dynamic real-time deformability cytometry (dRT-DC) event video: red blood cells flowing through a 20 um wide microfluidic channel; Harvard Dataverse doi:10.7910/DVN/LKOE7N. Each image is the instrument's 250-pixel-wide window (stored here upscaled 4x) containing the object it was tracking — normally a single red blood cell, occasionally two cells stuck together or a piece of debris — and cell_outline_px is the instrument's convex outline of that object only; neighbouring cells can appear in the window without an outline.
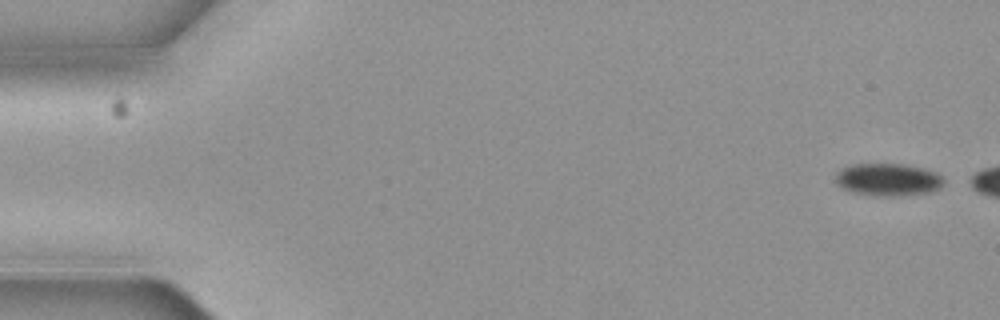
{"species": "common noctule bat (a hibernating species)", "species_latin": "Nyctalus noctula", "temperature_condition": "cold", "stored_images_in_passage": 3, "camera_frame_rate_fps": 3000, "um_per_image_px": 0.085, "animal": {"sex": "female", "body_mass_g": 19.3, "forearm_length_mm": 54.1}, "frame": {"image": 1, "passage_image": 1, "time_ms": 0.0, "image_size_px": [1000, 320], "cell_outline_px": [[944, 180], [936, 188], [928, 192], [892, 196], [880, 196], [852, 192], [836, 184], [836, 172], [840, 168], [852, 164], [908, 164], [924, 168], [936, 172]], "centroid_in_image_um": [75.43, 15.24], "position_along_channel_um": 9.6, "area_um2": 20.29}}